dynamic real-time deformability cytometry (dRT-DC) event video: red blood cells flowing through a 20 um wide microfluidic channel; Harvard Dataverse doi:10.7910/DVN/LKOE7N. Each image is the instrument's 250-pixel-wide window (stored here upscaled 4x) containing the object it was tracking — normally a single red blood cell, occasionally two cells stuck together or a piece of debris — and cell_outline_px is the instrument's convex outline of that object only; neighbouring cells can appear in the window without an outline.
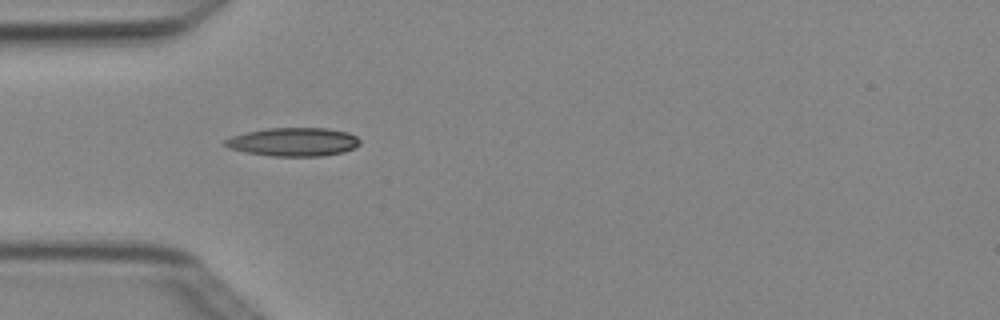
{"species": "Egyptian fruit bat (a non-hibernating species)", "species_latin": "Rousettus aegyptiacus", "temperature_condition": "cold", "stored_images_in_passage": 8, "camera_frame_rate_fps": 3000, "um_per_image_px": 0.085, "animal": {"sex": "female"}, "frame": {"image": 1, "passage_image": 6, "time_ms": 1.667, "image_size_px": [1000, 320], "cell_outline_px": [[360, 144], [356, 148], [344, 152], [324, 156], [272, 156], [248, 152], [228, 148], [224, 144], [224, 140], [232, 136], [248, 132], [268, 128], [328, 128], [348, 132], [356, 136], [360, 140]], "centroid_in_image_um": [25.0, 12.06], "position_along_channel_um": 60.0, "area_um2": 22.43}}
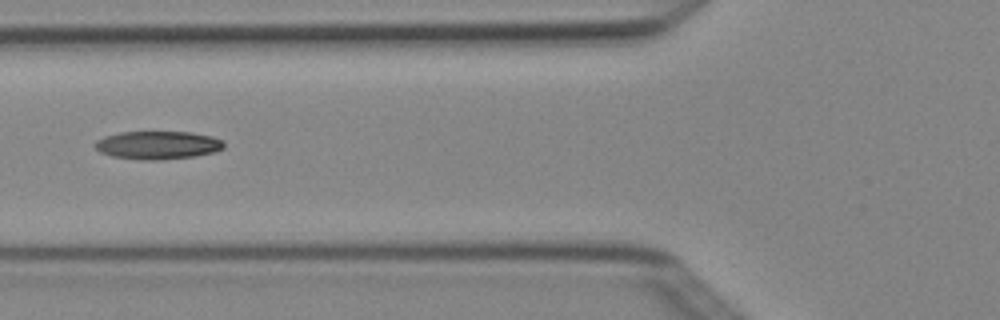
{"frame": {"image": 2, "passage_image": 7, "time_ms": 2.0, "image_size_px": [1000, 320], "cell_outline_px": [[224, 148], [216, 152], [196, 156], [160, 160], [140, 160], [112, 156], [100, 152], [92, 144], [96, 140], [104, 136], [120, 132], [192, 132], [212, 136], [224, 140]], "centroid_in_image_um": [13.42, 12.34], "position_along_channel_um": 112.4, "area_um2": 21.44}}
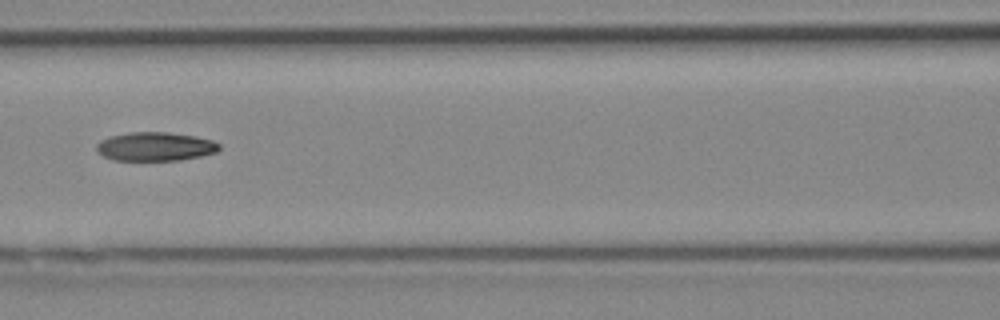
{"frame": {"image": 3, "passage_image": 8, "time_ms": 2.333, "image_size_px": [1000, 320], "cell_outline_px": [[220, 148], [216, 152], [200, 156], [180, 160], [112, 160], [96, 152], [96, 144], [100, 140], [112, 136], [132, 132], [168, 132], [196, 136], [212, 140], [220, 144]], "centroid_in_image_um": [13.19, 12.45], "position_along_channel_um": 153.4, "area_um2": 20.58}}